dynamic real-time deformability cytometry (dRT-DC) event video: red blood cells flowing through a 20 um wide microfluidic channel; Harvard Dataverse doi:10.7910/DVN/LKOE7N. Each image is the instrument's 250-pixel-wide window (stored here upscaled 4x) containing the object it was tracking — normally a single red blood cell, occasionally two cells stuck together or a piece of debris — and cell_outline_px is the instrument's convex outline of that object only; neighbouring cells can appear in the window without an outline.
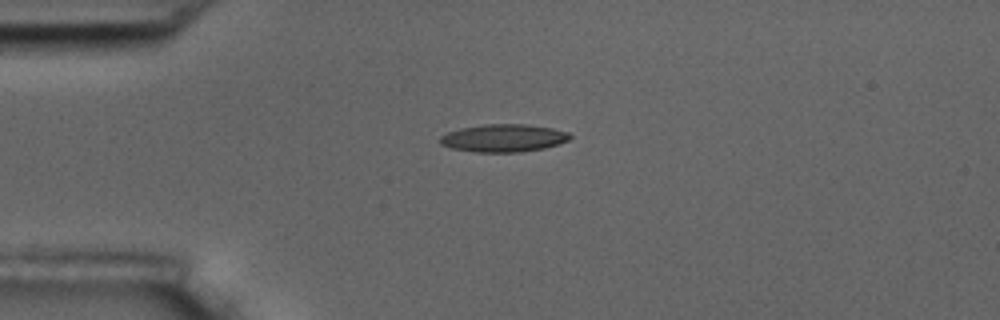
{"species": "common noctule bat (a hibernating species)", "species_latin": "Nyctalus noctula", "temperature_condition": "room temperature", "stored_images_in_passage": 2, "camera_frame_rate_fps": 3000, "um_per_image_px": 0.085, "animal": {"sex": "male", "body_mass_g": 17.5, "forearm_length_mm": 52.3}, "frame": {"image": 1, "passage_image": 1, "time_ms": 0.0, "image_size_px": [1000, 320], "cell_outline_px": [[572, 136], [568, 140], [544, 148], [520, 152], [476, 152], [452, 148], [440, 144], [440, 136], [448, 132], [460, 128], [488, 124], [524, 124], [552, 128], [568, 132]], "centroid_in_image_um": [42.79, 11.73], "position_along_channel_um": 42.2, "area_um2": 20.81}}